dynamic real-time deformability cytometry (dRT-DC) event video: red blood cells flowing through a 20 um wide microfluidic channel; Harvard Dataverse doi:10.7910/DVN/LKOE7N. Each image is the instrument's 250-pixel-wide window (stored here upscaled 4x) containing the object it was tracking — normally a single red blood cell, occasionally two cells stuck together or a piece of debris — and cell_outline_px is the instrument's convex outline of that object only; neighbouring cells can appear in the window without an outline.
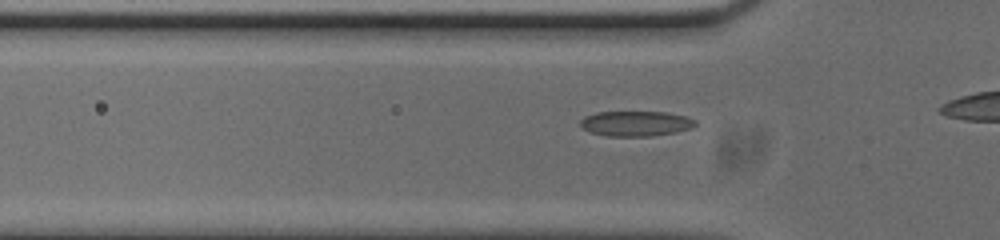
{"species": "common noctule bat (a hibernating species)", "species_latin": "Nyctalus noctula", "temperature_condition": "cold", "stored_images_in_passage": 14, "camera_frame_rate_fps": 3000, "um_per_image_px": 0.085, "animal": {"sex": "male", "body_mass_g": 20.0, "forearm_length_mm": 53.3}, "frame": {"image": 1, "passage_image": 8, "time_ms": 2.333, "image_size_px": [1000, 240], "cell_outline_px": [[696, 124], [692, 128], [676, 132], [652, 136], [608, 136], [588, 132], [580, 124], [580, 120], [584, 116], [596, 112], [664, 112], [684, 116], [696, 120]], "centroid_in_image_um": [54.02, 10.5], "position_along_channel_um": 71.8, "area_um2": 16.88}}
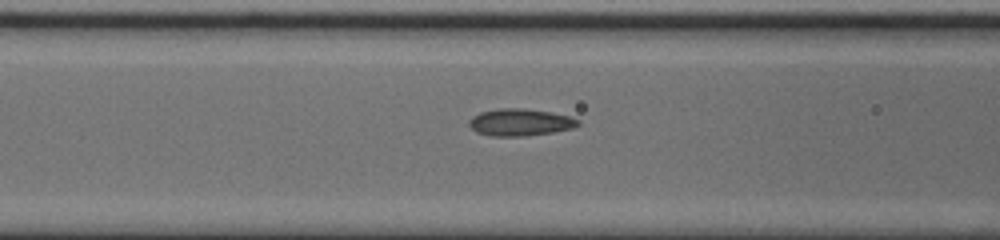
{"frame": {"image": 2, "passage_image": 12, "time_ms": 3.667, "image_size_px": [1000, 240], "cell_outline_px": [[580, 124], [576, 128], [552, 132], [524, 136], [492, 136], [476, 132], [468, 124], [468, 120], [472, 116], [480, 112], [500, 108], [524, 108], [552, 112], [568, 116], [580, 120]], "centroid_in_image_um": [44.22, 10.39], "position_along_channel_um": 122.4, "area_um2": 17.34}}